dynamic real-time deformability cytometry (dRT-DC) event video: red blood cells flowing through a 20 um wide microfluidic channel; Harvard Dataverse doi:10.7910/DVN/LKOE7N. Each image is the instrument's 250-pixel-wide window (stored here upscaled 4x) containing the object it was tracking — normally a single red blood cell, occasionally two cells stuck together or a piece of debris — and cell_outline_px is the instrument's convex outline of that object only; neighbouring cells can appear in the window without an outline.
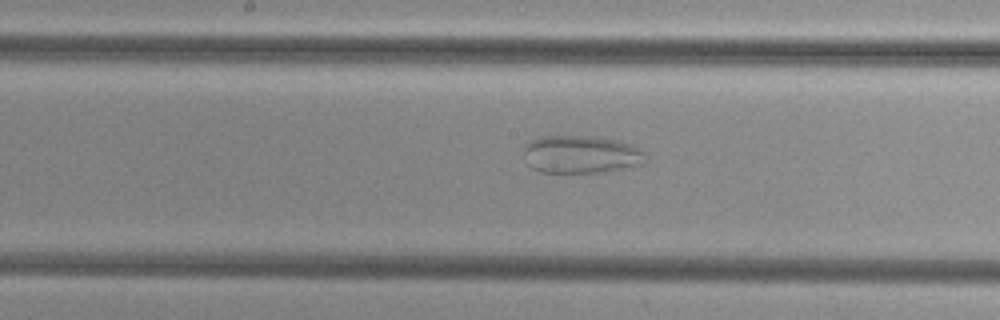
{"species": "common noctule bat (a hibernating species)", "species_latin": "Nyctalus noctula", "temperature_condition": "cold", "stored_images_in_passage": 51, "camera_frame_rate_fps": 3000, "um_per_image_px": 0.085, "animal": {"sex": "female", "body_mass_g": 29.2, "forearm_length_mm": 56.3}, "frame": {"image": 1, "passage_image": 27, "time_ms": 8.667, "image_size_px": [1000, 320], "cell_outline_px": [[648, 160], [644, 164], [624, 168], [600, 172], [540, 172], [532, 168], [528, 164], [524, 152], [524, 144], [528, 140], [540, 136], [596, 136], [616, 140], [640, 148], [644, 152]], "centroid_in_image_um": [49.38, 13.11], "position_along_channel_um": 198.8, "area_um2": 27.05}}
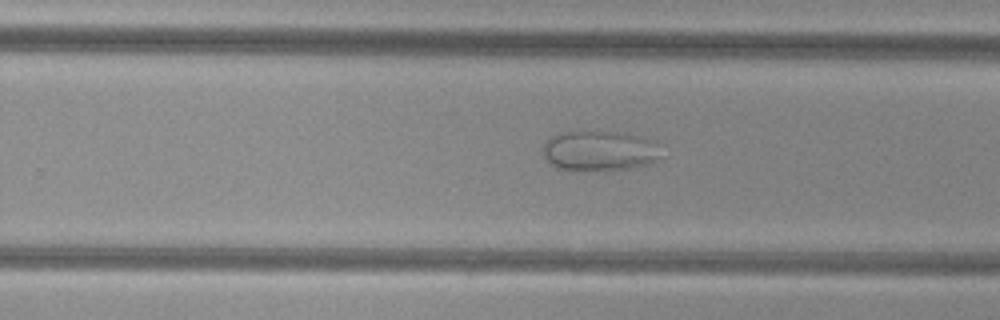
{"frame": {"image": 2, "passage_image": 33, "time_ms": 10.667, "image_size_px": [1000, 320], "cell_outline_px": [[660, 156], [652, 164], [604, 172], [584, 172], [556, 168], [548, 164], [540, 148], [548, 136], [556, 132], [628, 132], [644, 136], [656, 140]], "centroid_in_image_um": [50.91, 12.84], "position_along_channel_um": 278.9, "area_um2": 29.02}}
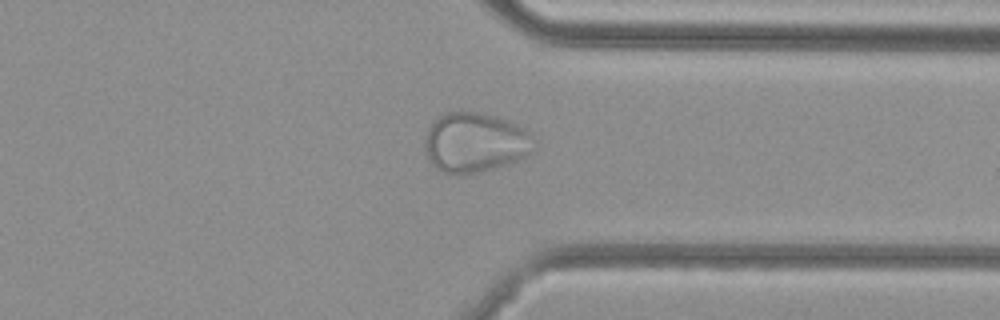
{"frame": {"image": 3, "passage_image": 40, "time_ms": 13.0, "image_size_px": [1000, 320], "cell_outline_px": [[532, 152], [520, 160], [508, 164], [480, 172], [460, 176], [440, 172], [428, 160], [424, 148], [424, 140], [428, 128], [432, 120], [448, 112], [484, 112], [508, 120], [516, 124], [528, 132]], "centroid_in_image_um": [40.3, 12.13], "position_along_channel_um": 371.1, "area_um2": 38.32}}